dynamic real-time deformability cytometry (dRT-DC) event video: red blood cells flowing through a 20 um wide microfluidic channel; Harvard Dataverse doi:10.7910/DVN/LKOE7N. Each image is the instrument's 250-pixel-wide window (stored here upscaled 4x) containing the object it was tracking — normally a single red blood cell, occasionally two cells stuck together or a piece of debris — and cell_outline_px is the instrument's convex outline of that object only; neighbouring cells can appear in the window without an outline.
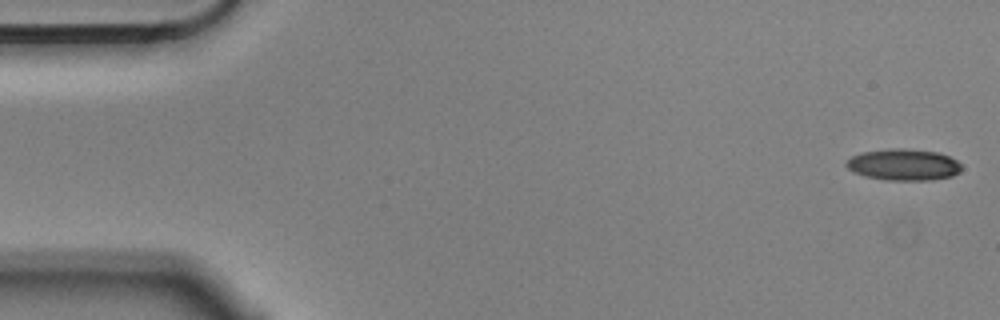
{"species": "Egyptian fruit bat (a non-hibernating species)", "species_latin": "Rousettus aegyptiacus", "temperature_condition": "cold", "stored_images_in_passage": 5, "segment_of_instrument_passage": [1, 2], "camera_frame_rate_fps": 3000, "um_per_image_px": 0.085, "animal": {"sex": "male"}, "frame": {"image": 1, "passage_image": 1, "time_ms": 0.0, "image_size_px": [1000, 320], "cell_outline_px": [[960, 172], [952, 176], [932, 180], [888, 180], [868, 176], [856, 172], [848, 168], [844, 164], [852, 156], [860, 152], [888, 148], [904, 148], [940, 152], [956, 160], [960, 164]], "centroid_in_image_um": [76.82, 13.98], "position_along_channel_um": 8.2, "area_um2": 21.1}}
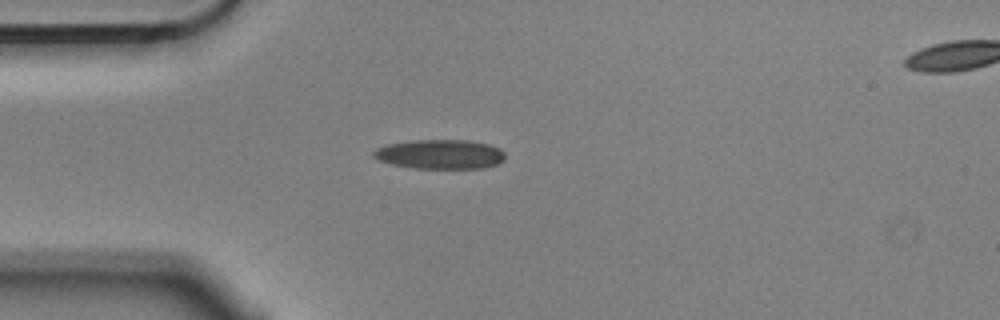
{"frame": {"image": 2, "passage_image": 4, "time_ms": 1.0, "image_size_px": [1000, 320], "cell_outline_px": [[504, 160], [496, 164], [484, 168], [416, 168], [392, 164], [380, 160], [372, 156], [372, 152], [376, 148], [388, 144], [412, 140], [468, 140], [488, 144], [500, 148], [504, 152]], "centroid_in_image_um": [37.41, 13.1], "position_along_channel_um": 47.6, "area_um2": 22.48}}